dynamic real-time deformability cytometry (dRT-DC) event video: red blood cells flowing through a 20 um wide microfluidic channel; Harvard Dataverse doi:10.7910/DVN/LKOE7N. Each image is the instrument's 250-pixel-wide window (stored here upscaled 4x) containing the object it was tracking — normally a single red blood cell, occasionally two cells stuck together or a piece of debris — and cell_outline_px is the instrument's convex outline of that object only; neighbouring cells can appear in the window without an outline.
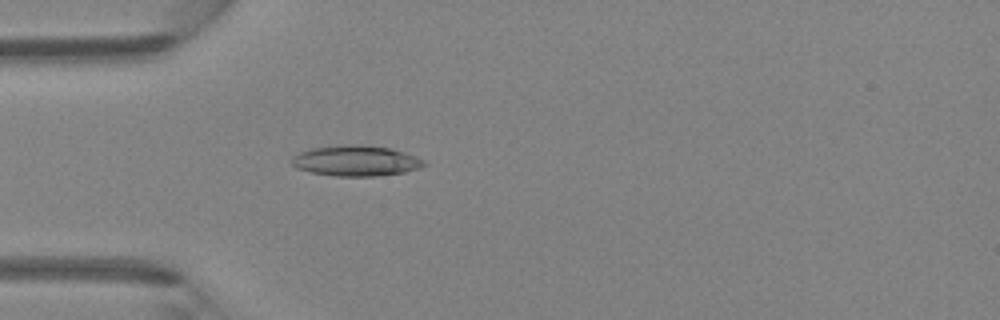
{"species": "Egyptian fruit bat (a non-hibernating species)", "species_latin": "Rousettus aegyptiacus", "temperature_condition": "room temperature", "stored_images_in_passage": 45, "camera_frame_rate_fps": 3000, "um_per_image_px": 0.085, "animal": {"sex": "female"}, "frame": {"image": 1, "passage_image": 13, "time_ms": 4.0, "image_size_px": [1000, 320], "cell_outline_px": [[428, 164], [420, 168], [404, 172], [376, 176], [336, 176], [312, 172], [296, 168], [288, 160], [292, 156], [300, 152], [312, 148], [344, 144], [360, 144], [392, 148], [416, 156], [424, 160]], "centroid_in_image_um": [30.25, 13.65], "position_along_channel_um": 54.7, "area_um2": 23.81}}
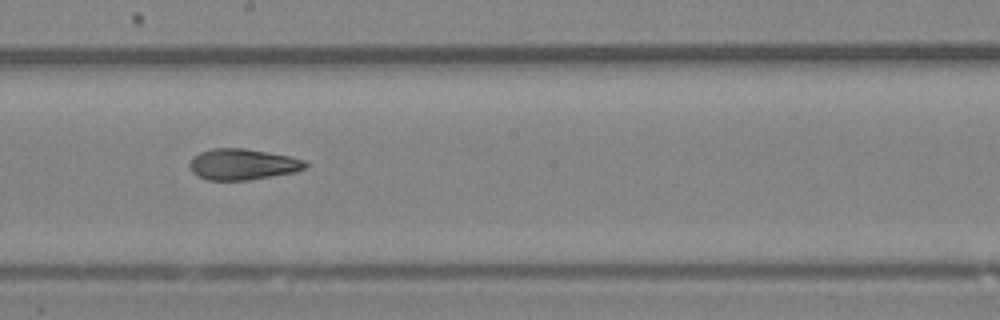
{"frame": {"image": 2, "passage_image": 25, "time_ms": 8.0, "image_size_px": [1000, 320], "cell_outline_px": [[308, 168], [296, 172], [248, 180], [208, 180], [192, 172], [188, 164], [192, 156], [200, 152], [212, 148], [244, 148], [292, 156], [304, 160], [308, 164]], "centroid_in_image_um": [20.65, 13.96], "position_along_channel_um": 227.6, "area_um2": 21.15}}
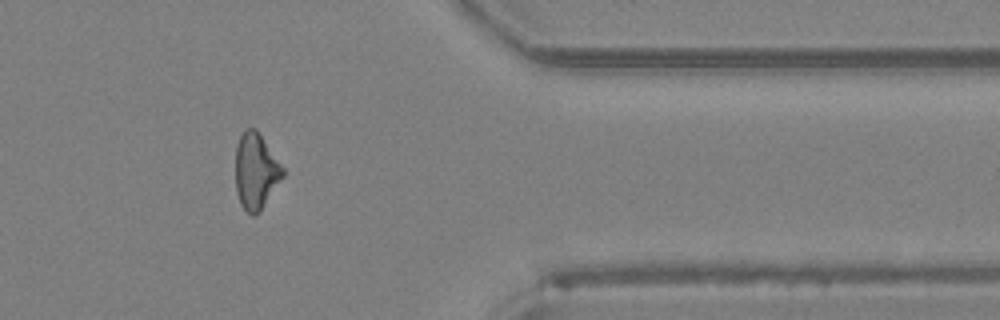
{"frame": {"image": 3, "passage_image": 37, "time_ms": 12.0, "image_size_px": [1000, 320], "cell_outline_px": [[284, 176], [260, 208], [252, 216], [240, 204], [236, 192], [236, 144], [244, 128], [256, 128], [284, 168]], "centroid_in_image_um": [21.73, 14.49], "position_along_channel_um": 389.7, "area_um2": 20.58}}